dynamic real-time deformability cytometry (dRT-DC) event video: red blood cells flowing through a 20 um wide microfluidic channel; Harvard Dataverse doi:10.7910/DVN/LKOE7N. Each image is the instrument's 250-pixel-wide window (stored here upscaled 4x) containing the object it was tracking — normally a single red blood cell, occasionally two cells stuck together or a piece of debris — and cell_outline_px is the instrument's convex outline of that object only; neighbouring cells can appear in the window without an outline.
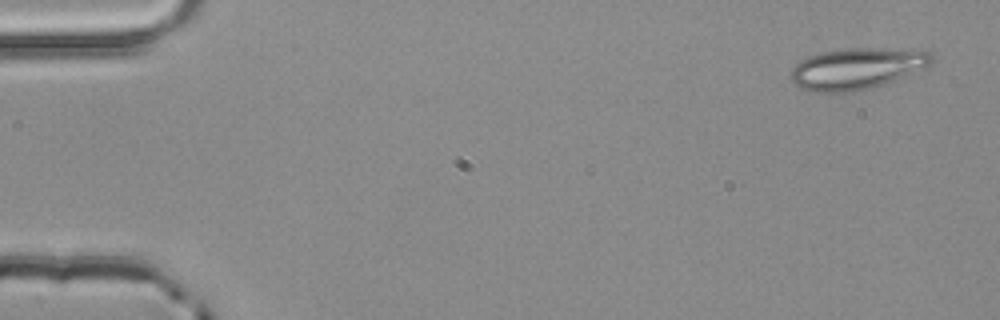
{"species": "common noctule bat (a hibernating species)", "species_latin": "Nyctalus noctula", "temperature_condition": "room temperature", "stored_images_in_passage": 4, "camera_frame_rate_fps": 3000, "um_per_image_px": 0.085, "animal": {"sex": "male", "body_mass_g": 20.4}, "frame": {"image": 1, "passage_image": 1, "time_ms": 0.0, "image_size_px": [1000, 320], "cell_outline_px": [[932, 60], [924, 68], [884, 84], [872, 88], [852, 92], [816, 92], [800, 88], [788, 76], [792, 68], [800, 60], [808, 56], [824, 52], [848, 48], [928, 48], [932, 52]], "centroid_in_image_um": [72.87, 5.81], "position_along_channel_um": 12.1, "area_um2": 34.33}}